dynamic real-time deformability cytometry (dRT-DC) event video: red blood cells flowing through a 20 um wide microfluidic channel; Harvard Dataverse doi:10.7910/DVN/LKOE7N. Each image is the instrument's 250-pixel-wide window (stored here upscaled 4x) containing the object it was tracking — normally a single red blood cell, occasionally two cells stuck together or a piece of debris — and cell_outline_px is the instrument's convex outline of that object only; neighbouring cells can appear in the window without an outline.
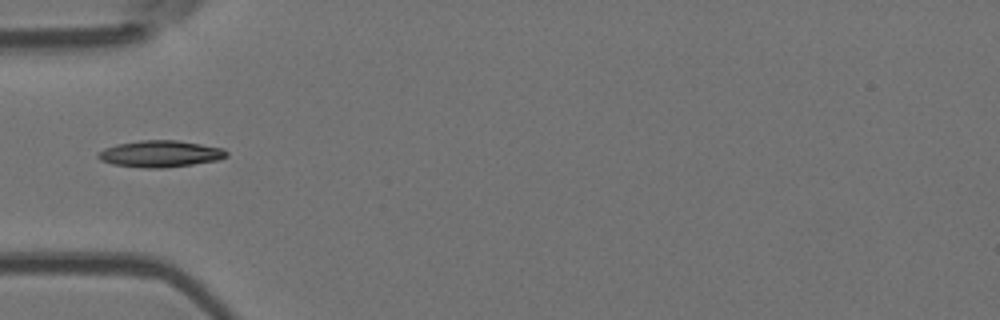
{"species": "Egyptian fruit bat (a non-hibernating species)", "species_latin": "Rousettus aegyptiacus", "temperature_condition": "room temperature", "stored_images_in_passage": 37, "camera_frame_rate_fps": 3000, "um_per_image_px": 0.085, "animal": {"sex": "female"}, "frame": {"image": 1, "passage_image": 1, "time_ms": 0.0, "image_size_px": [1000, 320], "cell_outline_px": [[228, 156], [220, 160], [164, 168], [144, 168], [112, 164], [100, 160], [96, 156], [96, 152], [104, 148], [116, 144], [140, 140], [176, 140], [224, 148], [228, 152]], "centroid_in_image_um": [13.6, 13.07], "position_along_channel_um": 71.4, "area_um2": 20.11}}
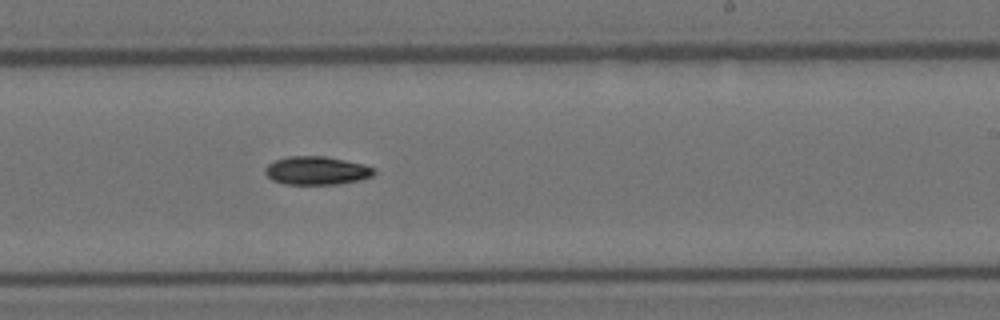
{"frame": {"image": 2, "passage_image": 16, "time_ms": 5.0, "image_size_px": [1000, 320], "cell_outline_px": [[376, 172], [372, 176], [360, 180], [336, 184], [284, 184], [272, 180], [264, 172], [264, 168], [268, 164], [276, 160], [288, 156], [324, 156], [364, 164], [372, 168]], "centroid_in_image_um": [26.89, 14.5], "position_along_channel_um": 262.1, "area_um2": 17.92}}
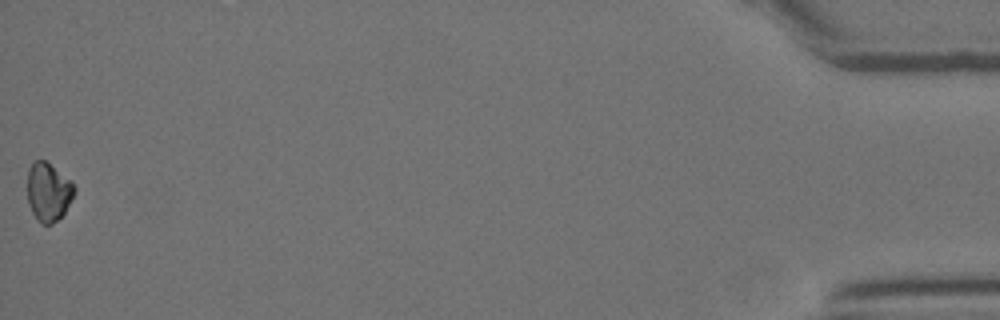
{"frame": {"image": 3, "passage_image": 37, "time_ms": 12.0, "image_size_px": [1000, 320], "cell_outline_px": [[76, 192], [64, 212], [52, 224], [40, 224], [32, 212], [28, 204], [28, 168], [36, 160], [44, 160], [72, 180], [76, 188]], "centroid_in_image_um": [4.12, 16.31], "position_along_channel_um": 431.1, "area_um2": 16.01}, "authors_computed_cell_mechanics": {"area_um2": 17.2244, "velocity_mm_per_s": 3.8062, "shape_relaxation_time_tau1_ms": 7.026, "shape_relaxation_time_tau2_ms": null, "deformation_change_tau1": 0.1346, "deformation_change_tau2": null}}